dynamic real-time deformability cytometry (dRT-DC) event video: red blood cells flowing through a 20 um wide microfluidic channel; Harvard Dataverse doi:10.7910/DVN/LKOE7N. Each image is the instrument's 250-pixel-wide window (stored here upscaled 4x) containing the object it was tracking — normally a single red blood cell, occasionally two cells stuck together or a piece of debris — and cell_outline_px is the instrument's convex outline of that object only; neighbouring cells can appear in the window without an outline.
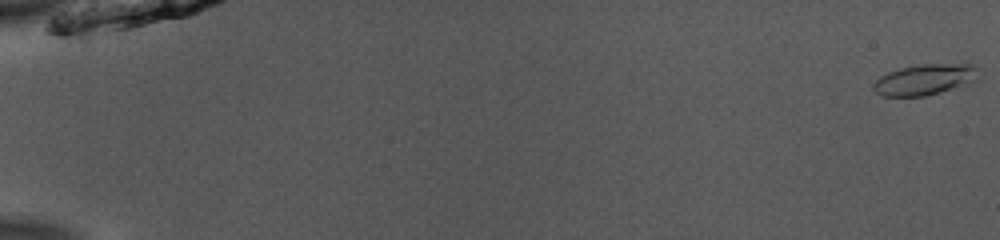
{"species": "common noctule bat (a hibernating species)", "species_latin": "Nyctalus noctula", "temperature_condition": "room temperature", "stored_images_in_passage": 53, "camera_frame_rate_fps": 3000, "um_per_image_px": 0.085, "animal": {"sex": "male", "body_mass_g": 13.0, "forearm_length_mm": 53.1}, "frame": {"image": 1, "passage_image": 1, "time_ms": 0.0, "image_size_px": [1000, 240], "cell_outline_px": [[980, 80], [972, 84], [924, 96], [884, 96], [876, 92], [872, 88], [872, 84], [880, 76], [888, 72], [900, 68], [920, 64], [960, 60], [972, 64], [980, 68]], "centroid_in_image_um": [78.78, 6.7], "position_along_channel_um": 6.2, "area_um2": 20.11}}
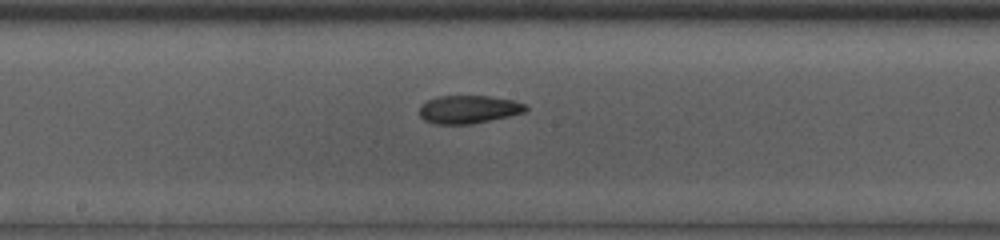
{"frame": {"image": 2, "passage_image": 30, "time_ms": 9.667, "image_size_px": [1000, 240], "cell_outline_px": [[528, 108], [524, 112], [508, 116], [472, 124], [432, 124], [424, 120], [420, 116], [420, 104], [428, 100], [440, 96], [488, 96], [512, 100], [524, 104]], "centroid_in_image_um": [39.79, 9.3], "position_along_channel_um": 208.4, "area_um2": 17.28}}
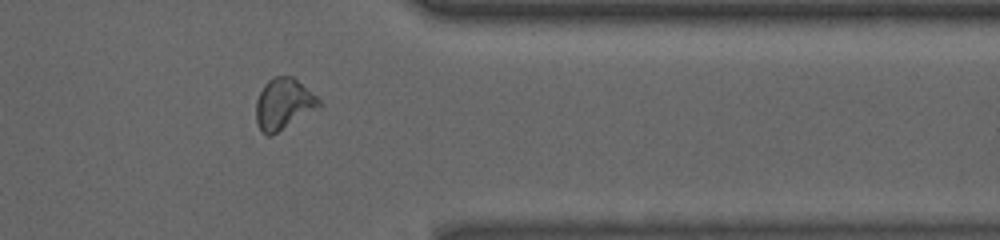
{"frame": {"image": 3, "passage_image": 44, "time_ms": 14.333, "image_size_px": [1000, 240], "cell_outline_px": [[320, 108], [272, 136], [268, 136], [260, 132], [256, 124], [256, 100], [264, 84], [268, 80], [276, 76], [292, 76], [316, 96], [320, 100]], "centroid_in_image_um": [24.08, 8.88], "position_along_channel_um": 387.3, "area_um2": 18.96}, "authors_computed_cell_mechanics": {"area_um2": 18.207, "velocity_mm_per_s": 3.96, "shape_relaxation_time_tau1_ms": 11.0738, "shape_relaxation_time_tau2_ms": 2.0584, "deformation_change_tau1": 0.2369, "deformation_change_tau2": 0.0894}}